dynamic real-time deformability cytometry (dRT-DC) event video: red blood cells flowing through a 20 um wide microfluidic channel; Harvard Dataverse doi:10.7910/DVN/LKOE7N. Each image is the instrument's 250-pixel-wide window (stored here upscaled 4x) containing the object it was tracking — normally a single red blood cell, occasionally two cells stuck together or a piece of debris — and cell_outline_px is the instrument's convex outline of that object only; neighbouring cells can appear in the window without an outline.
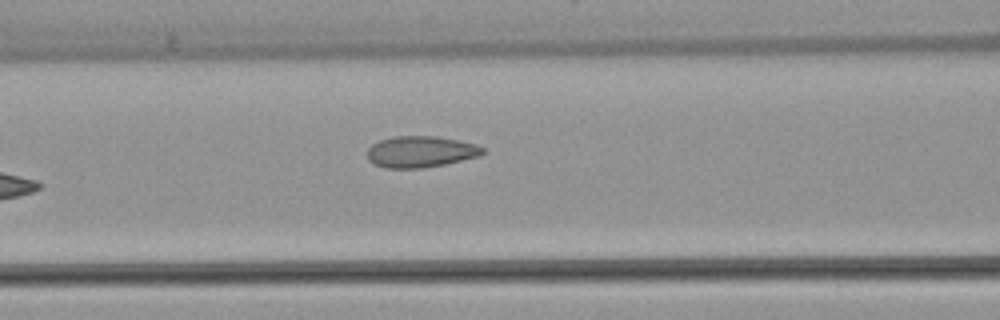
{"species": "common noctule bat (a hibernating species)", "species_latin": "Nyctalus noctula", "temperature_condition": "warm", "stored_images_in_passage": 6, "camera_frame_rate_fps": 3000, "um_per_image_px": 0.085, "animal": {"sex": "female", "body_mass_g": 22.7, "forearm_length_mm": 54.2}, "frame": {"image": 1, "passage_image": 6, "time_ms": 6.0, "image_size_px": [1000, 320], "cell_outline_px": [[484, 152], [480, 156], [444, 164], [424, 168], [384, 168], [368, 160], [368, 148], [372, 144], [380, 140], [392, 136], [436, 136], [476, 144], [484, 148]], "centroid_in_image_um": [35.74, 12.89], "position_along_channel_um": 130.9, "area_um2": 21.04}}